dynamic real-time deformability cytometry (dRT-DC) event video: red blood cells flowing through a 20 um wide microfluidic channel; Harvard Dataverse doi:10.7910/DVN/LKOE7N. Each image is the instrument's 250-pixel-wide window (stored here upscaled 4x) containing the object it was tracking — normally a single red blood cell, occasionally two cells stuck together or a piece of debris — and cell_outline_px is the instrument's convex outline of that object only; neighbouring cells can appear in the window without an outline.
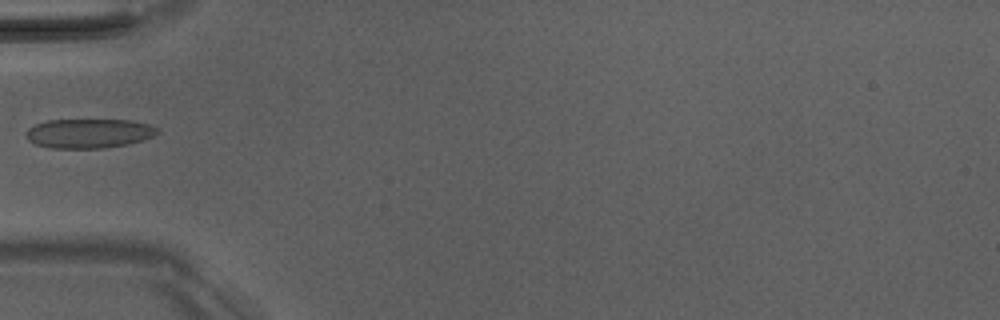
{"species": "Egyptian fruit bat (a non-hibernating species)", "species_latin": "Rousettus aegyptiacus", "temperature_condition": "room temperature", "stored_images_in_passage": 33, "camera_frame_rate_fps": 3000, "um_per_image_px": 0.085, "animal": {"sex": "male"}, "frame": {"image": 1, "passage_image": 1, "time_ms": 0.0, "image_size_px": [1000, 320], "cell_outline_px": [[160, 132], [144, 140], [128, 144], [100, 148], [52, 148], [36, 144], [28, 140], [24, 132], [28, 128], [36, 124], [48, 120], [132, 120], [148, 124], [160, 128]], "centroid_in_image_um": [7.57, 11.33], "position_along_channel_um": 77.4, "area_um2": 22.54}}